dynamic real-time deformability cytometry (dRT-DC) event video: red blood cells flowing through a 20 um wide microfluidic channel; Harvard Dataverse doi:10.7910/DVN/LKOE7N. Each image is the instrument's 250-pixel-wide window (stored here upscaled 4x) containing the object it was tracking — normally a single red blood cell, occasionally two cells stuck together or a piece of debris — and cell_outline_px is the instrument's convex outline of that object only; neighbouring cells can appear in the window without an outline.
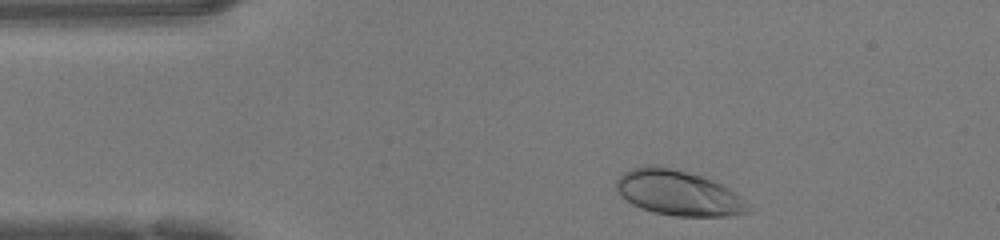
{"species": "human", "species_latin": "Homo sapiens", "temperature_condition": "warm", "stored_images_in_passage": 33, "camera_frame_rate_fps": 3000, "um_per_image_px": 0.085, "donor": {"sex": "female"}, "frame": {"image": 1, "passage_image": 2, "time_ms": 0.333, "image_size_px": [1000, 240], "cell_outline_px": [[748, 212], [732, 216], [676, 216], [652, 212], [640, 208], [632, 204], [616, 188], [616, 180], [624, 172], [632, 168], [644, 164], [656, 164], [672, 168], [700, 176], [712, 180], [736, 192], [748, 208]], "centroid_in_image_um": [57.62, 16.39], "position_along_channel_um": 27.4, "area_um2": 34.39}}
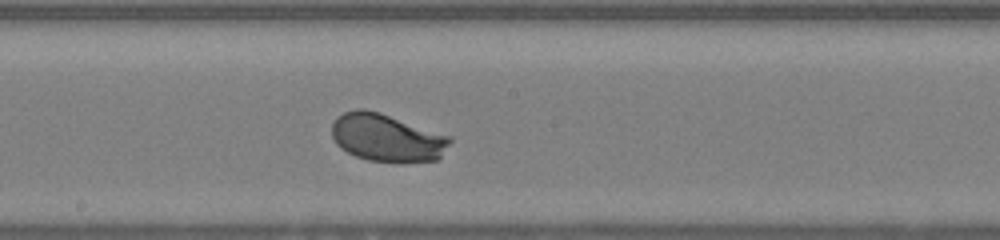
{"frame": {"image": 2, "passage_image": 19, "time_ms": 6.0, "image_size_px": [1000, 240], "cell_outline_px": [[452, 140], [440, 156], [436, 160], [400, 164], [368, 160], [356, 156], [340, 148], [336, 144], [332, 136], [332, 124], [336, 116], [344, 112], [356, 108], [364, 108], [380, 112], [452, 136]], "centroid_in_image_um": [32.88, 11.71], "position_along_channel_um": 215.3, "area_um2": 33.47}}
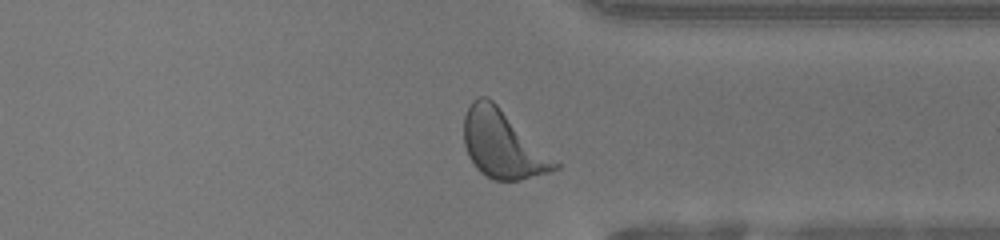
{"frame": {"image": 3, "passage_image": 30, "time_ms": 9.667, "image_size_px": [1000, 240], "cell_outline_px": [[560, 168], [548, 172], [520, 180], [492, 180], [484, 176], [476, 168], [468, 156], [464, 144], [464, 116], [472, 100], [476, 96], [488, 96], [560, 164]], "centroid_in_image_um": [42.69, 12.27], "position_along_channel_um": 368.7, "area_um2": 35.66}, "authors_computed_cell_mechanics": {"area_um2": 32.5992, "velocity_mm_per_s": 4.2585, "shape_relaxation_time_tau1_ms": 1.7521, "shape_relaxation_time_tau2_ms": null, "deformation_change_tau1": 0.1475, "deformation_change_tau2": null}}